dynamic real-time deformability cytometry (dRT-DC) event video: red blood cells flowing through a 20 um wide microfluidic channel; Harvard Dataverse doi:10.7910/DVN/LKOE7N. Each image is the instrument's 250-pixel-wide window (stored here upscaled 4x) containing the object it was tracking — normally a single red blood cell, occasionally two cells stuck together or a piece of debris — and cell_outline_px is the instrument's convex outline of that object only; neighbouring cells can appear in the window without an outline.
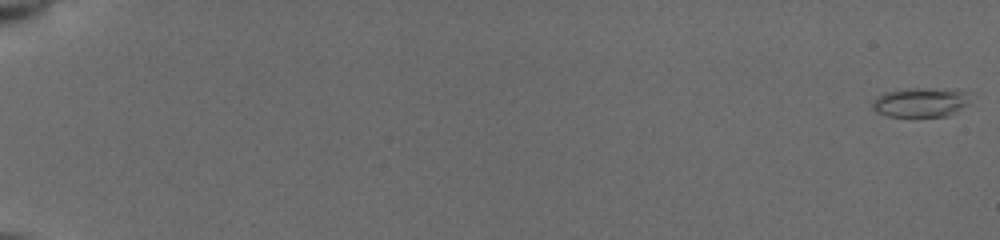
{"species": "common noctule bat (a hibernating species)", "species_latin": "Nyctalus noctula", "temperature_condition": "cold", "stored_images_in_passage": 47, "camera_frame_rate_fps": 3000, "um_per_image_px": 0.085, "animal": {"sex": "female", "body_mass_g": 19.5, "forearm_length_mm": 54.1}, "frame": {"image": 1, "passage_image": 1, "time_ms": 0.0, "image_size_px": [1000, 240], "cell_outline_px": [[968, 104], [948, 116], [888, 116], [876, 112], [872, 108], [872, 104], [876, 96], [884, 92], [904, 88], [916, 88], [968, 92]], "centroid_in_image_um": [78.17, 8.71], "position_along_channel_um": 6.8, "area_um2": 16.47}}
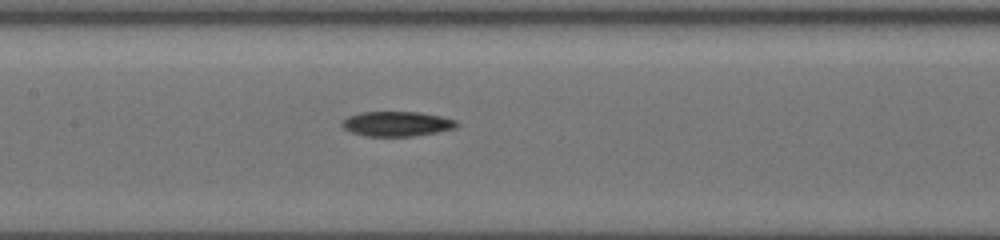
{"frame": {"image": 2, "passage_image": 26, "time_ms": 9.667, "image_size_px": [1000, 240], "cell_outline_px": [[460, 124], [456, 128], [436, 132], [412, 136], [364, 136], [352, 132], [344, 128], [340, 124], [348, 116], [360, 112], [420, 112], [440, 116], [456, 120]], "centroid_in_image_um": [33.74, 10.52], "position_along_channel_um": 173.7, "area_um2": 16.59}}
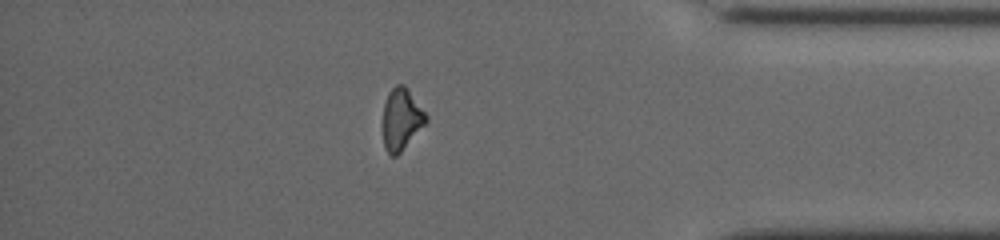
{"frame": {"image": 3, "passage_image": 42, "time_ms": 16.0, "image_size_px": [1000, 240], "cell_outline_px": [[428, 120], [400, 152], [396, 156], [388, 156], [384, 148], [380, 124], [384, 104], [388, 92], [396, 84], [404, 84], [408, 88], [428, 116]], "centroid_in_image_um": [34.05, 10.13], "position_along_channel_um": 401.1, "area_um2": 16.01}}